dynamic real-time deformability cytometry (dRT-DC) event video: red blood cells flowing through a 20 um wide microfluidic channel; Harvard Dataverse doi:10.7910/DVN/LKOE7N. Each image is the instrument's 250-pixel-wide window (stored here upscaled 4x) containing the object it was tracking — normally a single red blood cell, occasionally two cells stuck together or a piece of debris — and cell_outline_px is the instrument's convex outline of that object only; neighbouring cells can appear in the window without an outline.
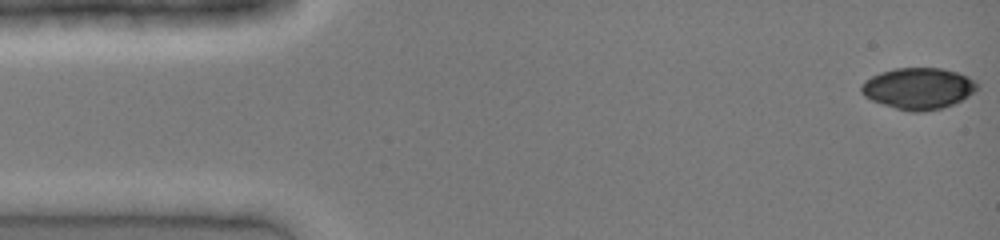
{"species": "common noctule bat (a hibernating species)", "species_latin": "Nyctalus noctula", "temperature_condition": "cold", "stored_images_in_passage": 41, "camera_frame_rate_fps": 3000, "um_per_image_px": 0.085, "animal": {"sex": "female", "body_mass_g": 19.0, "forearm_length_mm": 51.5}, "frame": {"image": 1, "passage_image": 1, "time_ms": 0.0, "image_size_px": [1000, 240], "cell_outline_px": [[980, 88], [968, 96], [944, 108], [924, 112], [912, 112], [896, 108], [872, 100], [864, 96], [860, 92], [860, 84], [864, 80], [880, 72], [896, 68], [940, 68], [956, 72], [968, 76], [976, 80], [980, 84]], "centroid_in_image_um": [78.07, 7.51], "position_along_channel_um": 6.9, "area_um2": 28.15}}
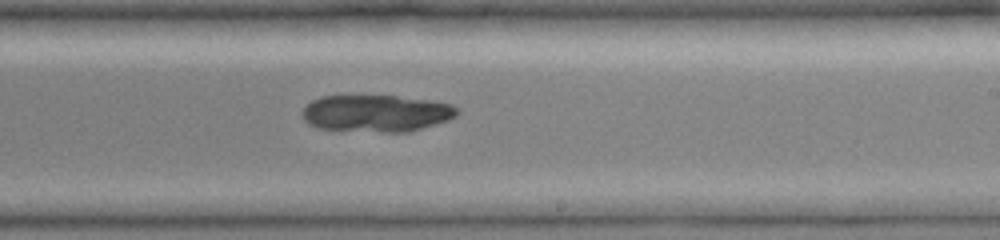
{"frame": {"image": 2, "passage_image": 25, "time_ms": 8.0, "image_size_px": [1000, 240], "cell_outline_px": [[460, 112], [456, 116], [448, 120], [408, 132], [384, 132], [320, 128], [308, 124], [304, 120], [300, 112], [312, 100], [320, 96], [396, 96], [452, 104]], "centroid_in_image_um": [31.96, 9.63], "position_along_channel_um": 257.0, "area_um2": 33.06}}
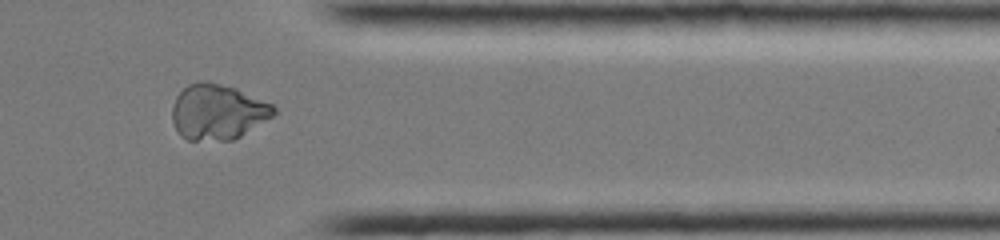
{"frame": {"image": 3, "passage_image": 34, "time_ms": 11.0, "image_size_px": [1000, 240], "cell_outline_px": [[276, 112], [272, 116], [240, 136], [232, 140], [188, 140], [180, 136], [172, 120], [172, 104], [176, 96], [188, 84], [200, 80], [204, 80], [236, 88], [272, 104], [276, 108]], "centroid_in_image_um": [18.47, 9.5], "position_along_channel_um": 392.9, "area_um2": 32.71}}